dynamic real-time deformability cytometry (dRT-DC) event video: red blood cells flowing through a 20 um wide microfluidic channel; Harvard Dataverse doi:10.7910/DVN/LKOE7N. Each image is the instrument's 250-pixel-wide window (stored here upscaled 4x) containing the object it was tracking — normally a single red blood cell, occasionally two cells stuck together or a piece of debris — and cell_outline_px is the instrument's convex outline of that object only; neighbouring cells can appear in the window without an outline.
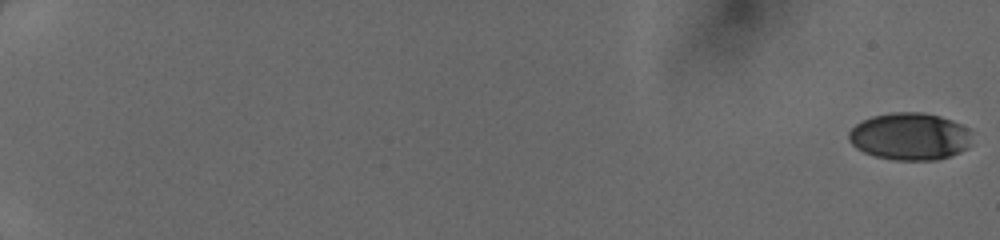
{"species": "human", "species_latin": "Homo sapiens", "temperature_condition": "cold", "stored_images_in_passage": 20, "camera_frame_rate_fps": 3000, "um_per_image_px": 0.085, "donor": {"sex": "female"}, "frame": {"image": 1, "passage_image": 1, "time_ms": 0.0, "image_size_px": [1000, 240], "cell_outline_px": [[968, 148], [960, 152], [936, 160], [896, 160], [876, 156], [864, 152], [856, 148], [848, 140], [848, 132], [856, 124], [872, 116], [892, 112], [920, 112], [940, 116], [952, 120], [968, 128]], "centroid_in_image_um": [77.3, 11.59], "position_along_channel_um": 7.7, "area_um2": 33.7}}
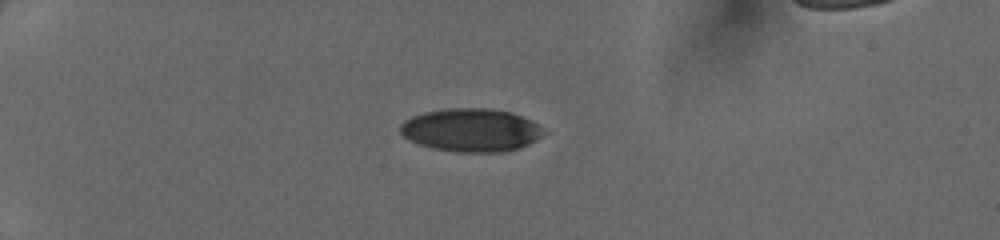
{"frame": {"image": 2, "passage_image": 12, "time_ms": 3.667, "image_size_px": [1000, 240], "cell_outline_px": [[552, 132], [520, 148], [504, 152], [456, 152], [432, 148], [408, 140], [400, 132], [400, 124], [404, 120], [412, 116], [424, 112], [448, 108], [488, 108], [512, 112], [532, 120]], "centroid_in_image_um": [40.11, 11.06], "position_along_channel_um": 44.9, "area_um2": 36.7}}
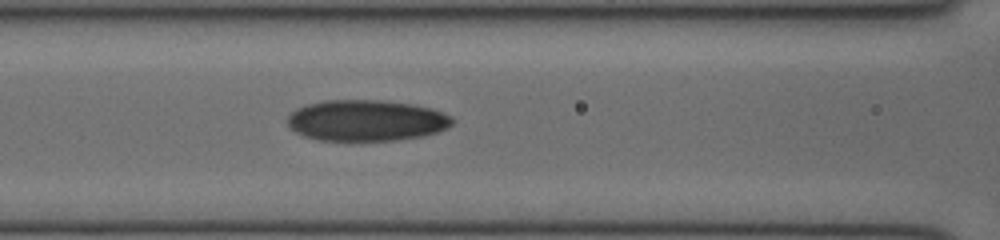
{"frame": {"image": 3, "passage_image": 20, "time_ms": 6.333, "image_size_px": [1000, 240], "cell_outline_px": [[452, 124], [448, 128], [424, 136], [396, 140], [316, 140], [304, 136], [288, 128], [288, 116], [296, 108], [308, 104], [324, 100], [384, 100], [412, 104], [432, 108], [452, 116]], "centroid_in_image_um": [31.13, 10.24], "position_along_channel_um": 135.5, "area_um2": 39.65}}